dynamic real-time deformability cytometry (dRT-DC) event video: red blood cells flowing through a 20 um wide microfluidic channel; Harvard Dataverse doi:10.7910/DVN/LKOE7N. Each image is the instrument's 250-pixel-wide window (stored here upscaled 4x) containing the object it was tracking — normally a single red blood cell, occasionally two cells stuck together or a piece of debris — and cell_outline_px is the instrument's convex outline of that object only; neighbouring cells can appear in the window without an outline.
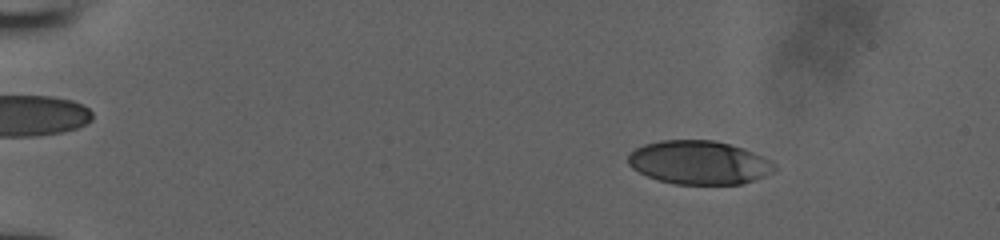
{"species": "human", "species_latin": "Homo sapiens", "temperature_condition": "room temperature", "stored_images_in_passage": 53, "camera_frame_rate_fps": 3000, "um_per_image_px": 0.085, "donor": {"sex": "male"}, "frame": {"image": 1, "passage_image": 9, "time_ms": 2.667, "image_size_px": [1000, 240], "cell_outline_px": [[776, 168], [772, 172], [764, 176], [740, 184], [676, 184], [660, 180], [648, 176], [632, 168], [628, 164], [628, 156], [636, 148], [644, 144], [660, 140], [712, 140], [744, 148], [764, 156], [772, 160], [776, 164]], "centroid_in_image_um": [59.44, 13.81], "position_along_channel_um": 25.6, "area_um2": 37.11}}
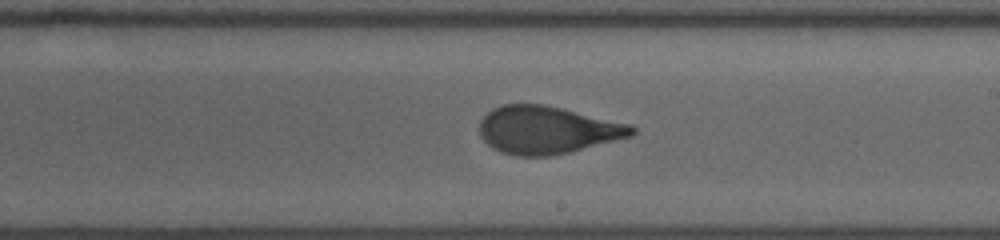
{"frame": {"image": 2, "passage_image": 33, "time_ms": 10.667, "image_size_px": [1000, 240], "cell_outline_px": [[636, 132], [632, 136], [572, 152], [552, 156], [516, 156], [500, 152], [492, 148], [480, 136], [480, 120], [492, 108], [500, 104], [544, 104], [628, 124], [636, 128]], "centroid_in_image_um": [46.49, 11.06], "position_along_channel_um": 242.5, "area_um2": 42.37}}
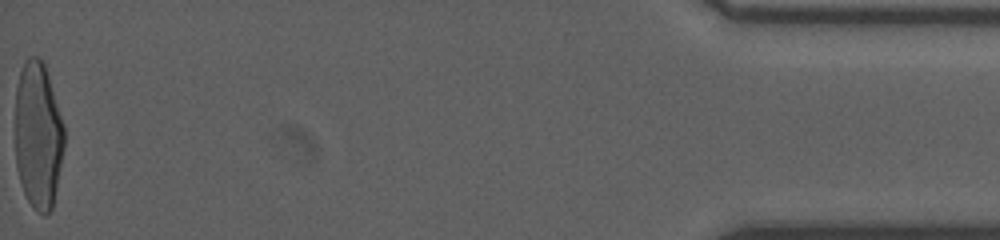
{"frame": {"image": 3, "passage_image": 53, "time_ms": 17.333, "image_size_px": [1000, 240], "cell_outline_px": [[64, 148], [52, 208], [44, 216], [36, 212], [28, 200], [24, 192], [16, 168], [16, 88], [20, 72], [24, 60], [28, 56], [36, 56], [44, 64], [64, 124]], "centroid_in_image_um": [3.24, 11.52], "position_along_channel_um": 432.0, "area_um2": 41.85}}